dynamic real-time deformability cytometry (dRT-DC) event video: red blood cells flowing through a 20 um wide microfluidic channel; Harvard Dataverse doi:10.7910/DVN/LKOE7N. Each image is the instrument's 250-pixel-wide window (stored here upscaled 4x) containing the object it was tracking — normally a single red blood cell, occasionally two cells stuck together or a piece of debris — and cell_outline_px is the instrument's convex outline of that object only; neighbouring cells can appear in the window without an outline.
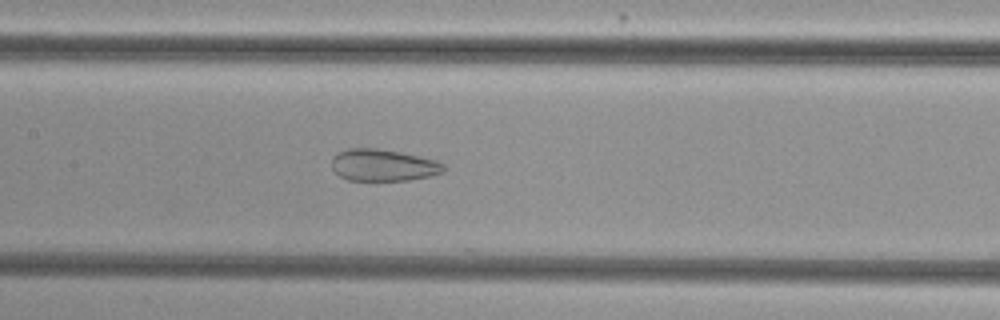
{"species": "common noctule bat (a hibernating species)", "species_latin": "Nyctalus noctula", "temperature_condition": "cold", "stored_images_in_passage": 40, "camera_frame_rate_fps": 3000, "um_per_image_px": 0.085, "animal": {"sex": "female", "body_mass_g": 29.2, "forearm_length_mm": 56.3}, "frame": {"image": 1, "passage_image": 13, "time_ms": 4.0, "image_size_px": [1000, 320], "cell_outline_px": [[444, 172], [428, 176], [408, 180], [348, 180], [340, 176], [332, 168], [332, 156], [336, 152], [348, 148], [376, 148], [400, 152], [436, 160], [444, 164]], "centroid_in_image_um": [32.54, 14.03], "position_along_channel_um": 174.9, "area_um2": 20.75}}
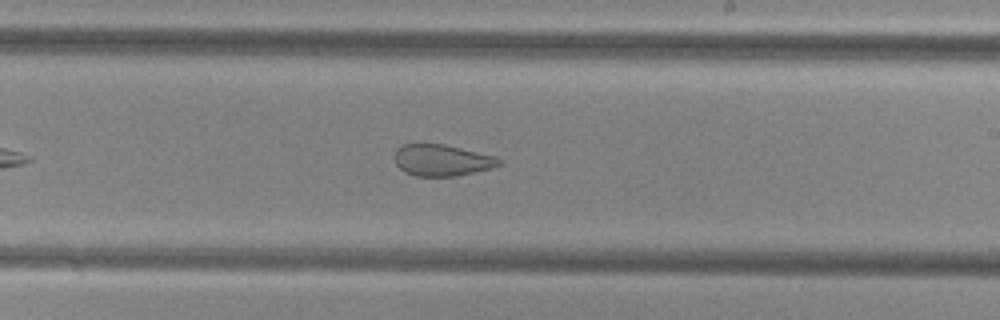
{"frame": {"image": 2, "passage_image": 19, "time_ms": 6.0, "image_size_px": [1000, 320], "cell_outline_px": [[504, 164], [492, 168], [456, 176], [416, 176], [404, 172], [396, 164], [392, 156], [396, 148], [404, 144], [444, 144], [496, 156]], "centroid_in_image_um": [37.55, 13.62], "position_along_channel_um": 251.5, "area_um2": 19.36}}
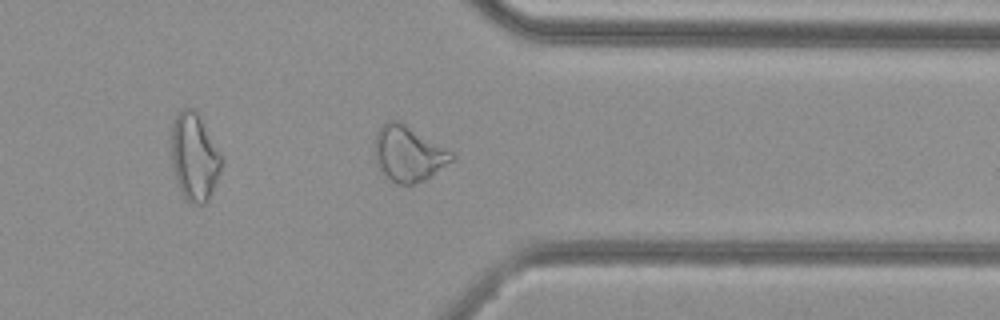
{"frame": {"image": 3, "passage_image": 29, "time_ms": 9.333, "image_size_px": [1000, 320], "cell_outline_px": [[456, 156], [452, 160], [424, 180], [412, 184], [396, 184], [376, 164], [376, 132], [388, 120], [396, 120], [404, 124], [452, 152]], "centroid_in_image_um": [34.71, 13.07], "position_along_channel_um": 376.7, "area_um2": 23.93}, "authors_computed_cell_mechanics": {"area_um2": 23.8714, "velocity_mm_per_s": 3.8478, "shape_relaxation_time_tau1_ms": null, "shape_relaxation_time_tau2_ms": 1.7253, "deformation_change_tau1": null, "deformation_change_tau2": 0.0908}}